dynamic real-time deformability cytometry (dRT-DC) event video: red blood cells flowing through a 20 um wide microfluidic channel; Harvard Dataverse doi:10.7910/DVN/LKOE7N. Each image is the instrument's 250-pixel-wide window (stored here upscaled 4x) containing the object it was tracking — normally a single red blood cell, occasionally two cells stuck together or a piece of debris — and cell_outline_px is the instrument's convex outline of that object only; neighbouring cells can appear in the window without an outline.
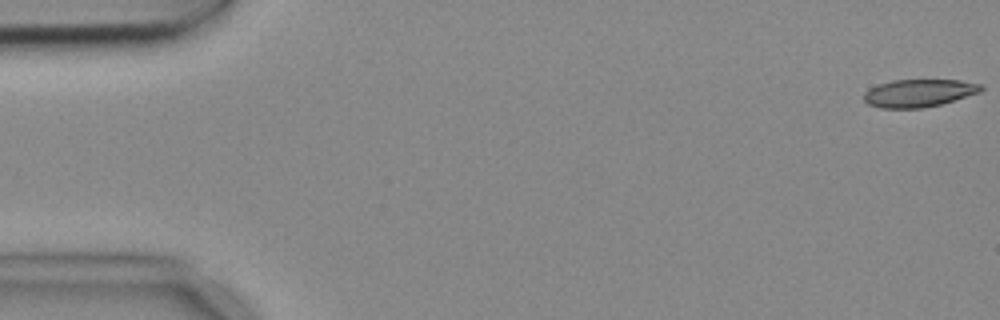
{"species": "common noctule bat (a hibernating species)", "species_latin": "Nyctalus noctula", "temperature_condition": "cold", "stored_images_in_passage": 4, "camera_frame_rate_fps": 3000, "um_per_image_px": 0.085, "animal": {"sex": "female", "body_mass_g": 18.4}, "frame": {"image": 1, "passage_image": 1, "time_ms": 0.0, "image_size_px": [1000, 320], "cell_outline_px": [[984, 88], [980, 92], [940, 104], [920, 108], [880, 108], [868, 104], [864, 100], [864, 92], [868, 88], [892, 80], [960, 80], [980, 84]], "centroid_in_image_um": [78.07, 7.91], "position_along_channel_um": 6.9, "area_um2": 18.79}}
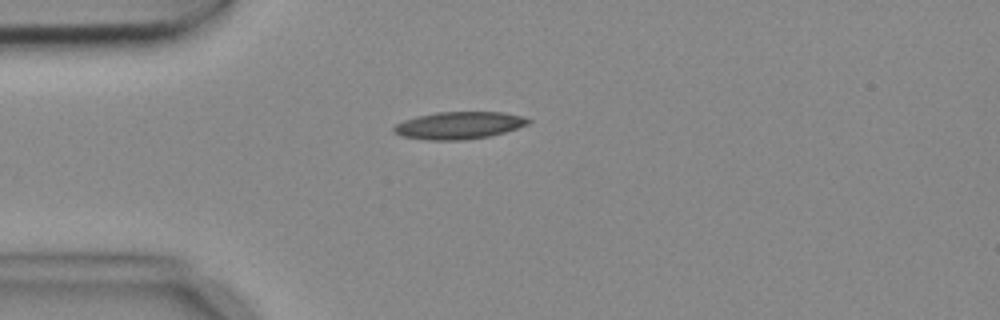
{"frame": {"image": 2, "passage_image": 4, "time_ms": 1.0, "image_size_px": [1000, 320], "cell_outline_px": [[532, 120], [528, 124], [504, 132], [488, 136], [464, 140], [428, 140], [404, 136], [396, 132], [392, 128], [396, 124], [404, 120], [416, 116], [436, 112], [504, 112], [524, 116]], "centroid_in_image_um": [39.03, 10.64], "position_along_channel_um": 46.0, "area_um2": 21.27}}